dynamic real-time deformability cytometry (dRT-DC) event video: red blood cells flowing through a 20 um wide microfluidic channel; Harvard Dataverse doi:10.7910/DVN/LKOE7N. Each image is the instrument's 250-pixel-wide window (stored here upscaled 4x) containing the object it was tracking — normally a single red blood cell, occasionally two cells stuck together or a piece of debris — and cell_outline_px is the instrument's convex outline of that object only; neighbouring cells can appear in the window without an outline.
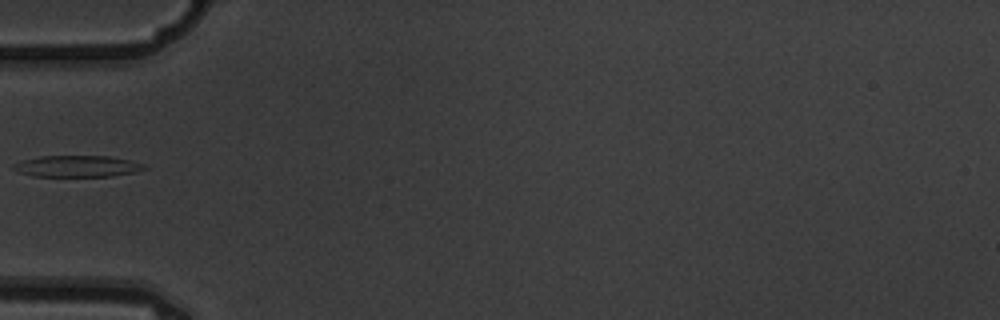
{"species": "common noctule bat (a hibernating species)", "species_latin": "Nyctalus noctula", "temperature_condition": "warm", "stored_images_in_passage": 7, "camera_frame_rate_fps": 3000, "um_per_image_px": 0.085, "animal": {"sex": "male", "body_mass_g": 19.5, "forearm_length_mm": 54.6}, "frame": {"image": 1, "passage_image": 7, "time_ms": 2.0, "image_size_px": [1000, 320], "cell_outline_px": [[148, 168], [136, 172], [112, 176], [32, 176], [20, 172], [12, 168], [12, 164], [20, 160], [40, 156], [108, 156], [128, 160], [144, 164]], "centroid_in_image_um": [6.54, 14.13], "position_along_channel_um": 78.5, "area_um2": 16.36}}